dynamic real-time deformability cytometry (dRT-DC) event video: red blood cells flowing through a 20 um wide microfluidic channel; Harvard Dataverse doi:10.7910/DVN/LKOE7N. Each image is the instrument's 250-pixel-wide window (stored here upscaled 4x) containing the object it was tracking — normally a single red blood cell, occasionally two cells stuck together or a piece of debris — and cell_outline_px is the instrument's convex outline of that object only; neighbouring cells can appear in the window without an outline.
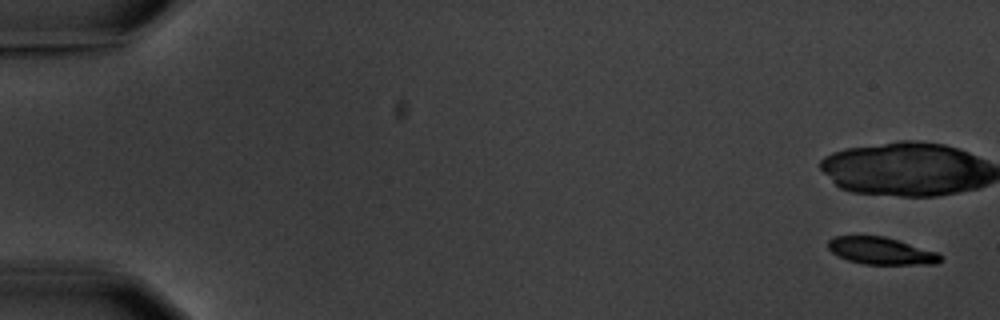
{"species": "common noctule bat (a hibernating species)", "species_latin": "Nyctalus noctula", "temperature_condition": "warm", "stored_images_in_passage": 8, "camera_frame_rate_fps": 3000, "um_per_image_px": 0.085, "animal": {"sex": "male", "body_mass_g": 20.1, "forearm_length_mm": 53.5}, "frame": {"image": 1, "passage_image": 1, "time_ms": 0.0, "image_size_px": [1000, 320], "cell_outline_px": [[944, 256], [936, 264], [864, 264], [848, 260], [832, 252], [828, 248], [828, 240], [832, 236], [884, 236], [936, 252]], "centroid_in_image_um": [74.87, 21.32], "position_along_channel_um": 10.1, "area_um2": 17.57}}